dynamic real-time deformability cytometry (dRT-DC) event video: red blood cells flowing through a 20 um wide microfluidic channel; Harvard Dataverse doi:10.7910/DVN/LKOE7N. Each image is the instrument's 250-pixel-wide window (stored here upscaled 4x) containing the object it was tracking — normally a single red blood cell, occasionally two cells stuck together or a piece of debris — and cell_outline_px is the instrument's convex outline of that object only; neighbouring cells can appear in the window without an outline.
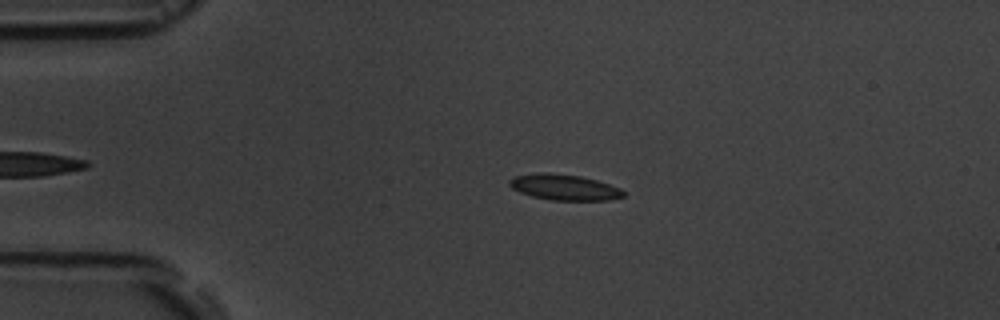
{"species": "common noctule bat (a hibernating species)", "species_latin": "Nyctalus noctula", "temperature_condition": "room temperature", "stored_images_in_passage": 4, "camera_frame_rate_fps": 3000, "um_per_image_px": 0.085, "animal": {"sex": "male", "body_mass_g": 19.5, "forearm_length_mm": 54.6}, "frame": {"image": 1, "passage_image": 2, "time_ms": 1.333, "image_size_px": [1000, 320], "cell_outline_px": [[624, 196], [608, 200], [552, 200], [532, 196], [520, 192], [512, 188], [508, 184], [508, 180], [516, 176], [540, 172], [548, 172], [580, 176], [596, 180], [620, 188], [624, 192]], "centroid_in_image_um": [47.94, 15.91], "position_along_channel_um": 37.1, "area_um2": 16.99}}
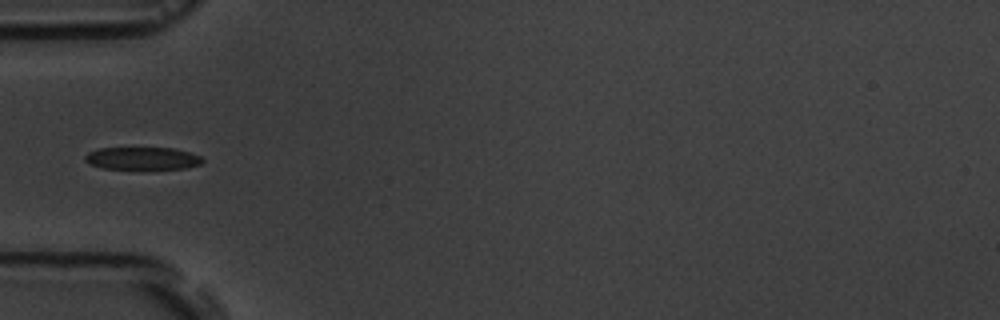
{"frame": {"image": 2, "passage_image": 4, "time_ms": 3.333, "image_size_px": [1000, 320], "cell_outline_px": [[204, 160], [200, 164], [188, 168], [104, 168], [88, 164], [84, 160], [84, 156], [88, 152], [100, 148], [172, 148], [188, 152], [200, 156]], "centroid_in_image_um": [12.07, 13.45], "position_along_channel_um": 72.9, "area_um2": 15.2}}